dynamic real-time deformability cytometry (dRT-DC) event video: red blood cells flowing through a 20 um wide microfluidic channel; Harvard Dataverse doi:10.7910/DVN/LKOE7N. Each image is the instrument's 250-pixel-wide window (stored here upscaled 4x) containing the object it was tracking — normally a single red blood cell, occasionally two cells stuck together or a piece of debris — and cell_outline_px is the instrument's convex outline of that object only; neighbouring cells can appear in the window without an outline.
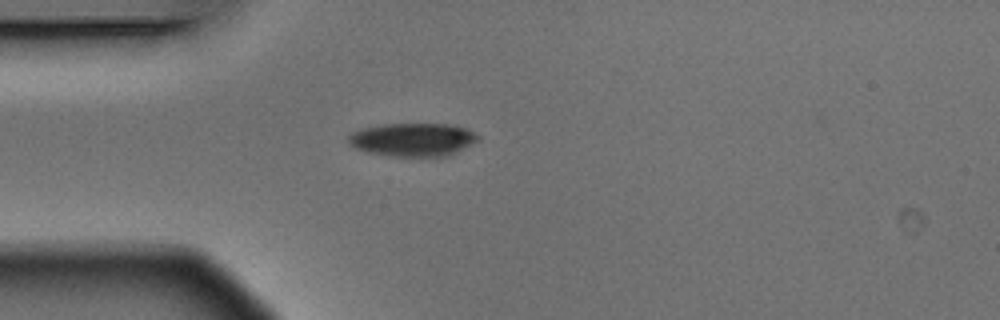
{"species": "Egyptian fruit bat (a non-hibernating species)", "species_latin": "Rousettus aegyptiacus", "temperature_condition": "warm", "stored_images_in_passage": 3, "camera_frame_rate_fps": 3000, "um_per_image_px": 0.085, "animal": {"sex": "male"}, "frame": {"image": 1, "passage_image": 2, "time_ms": 0.333, "image_size_px": [1000, 320], "cell_outline_px": [[480, 140], [452, 156], [392, 156], [368, 152], [356, 148], [348, 144], [348, 136], [352, 132], [360, 128], [384, 124], [448, 124], [468, 128], [480, 136]], "centroid_in_image_um": [35.14, 11.87], "position_along_channel_um": 49.9, "area_um2": 25.49}}